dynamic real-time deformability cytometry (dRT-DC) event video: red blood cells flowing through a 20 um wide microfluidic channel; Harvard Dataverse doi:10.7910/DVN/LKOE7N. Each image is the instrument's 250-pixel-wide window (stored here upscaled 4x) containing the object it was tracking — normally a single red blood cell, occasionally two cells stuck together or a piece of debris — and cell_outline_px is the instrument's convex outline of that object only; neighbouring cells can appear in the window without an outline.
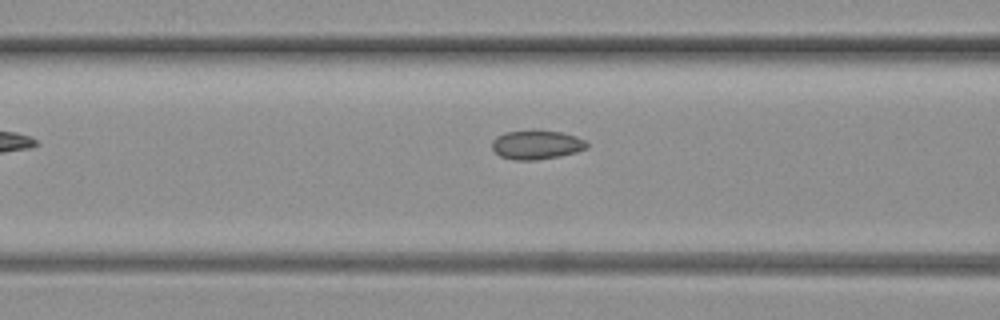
{"species": "common noctule bat (a hibernating species)", "species_latin": "Nyctalus noctula", "temperature_condition": "warm", "stored_images_in_passage": 13, "camera_frame_rate_fps": 3000, "um_per_image_px": 0.085, "animal": {"sex": "female", "body_mass_g": 19.3, "forearm_length_mm": 54.1}, "frame": {"image": 1, "passage_image": 11, "time_ms": 3.333, "image_size_px": [1000, 320], "cell_outline_px": [[588, 148], [576, 152], [560, 156], [536, 160], [516, 160], [500, 156], [492, 148], [492, 140], [496, 136], [504, 132], [536, 128], [560, 132], [576, 136], [584, 140], [588, 144]], "centroid_in_image_um": [45.59, 12.27], "position_along_channel_um": 121.0, "area_um2": 16.47}}